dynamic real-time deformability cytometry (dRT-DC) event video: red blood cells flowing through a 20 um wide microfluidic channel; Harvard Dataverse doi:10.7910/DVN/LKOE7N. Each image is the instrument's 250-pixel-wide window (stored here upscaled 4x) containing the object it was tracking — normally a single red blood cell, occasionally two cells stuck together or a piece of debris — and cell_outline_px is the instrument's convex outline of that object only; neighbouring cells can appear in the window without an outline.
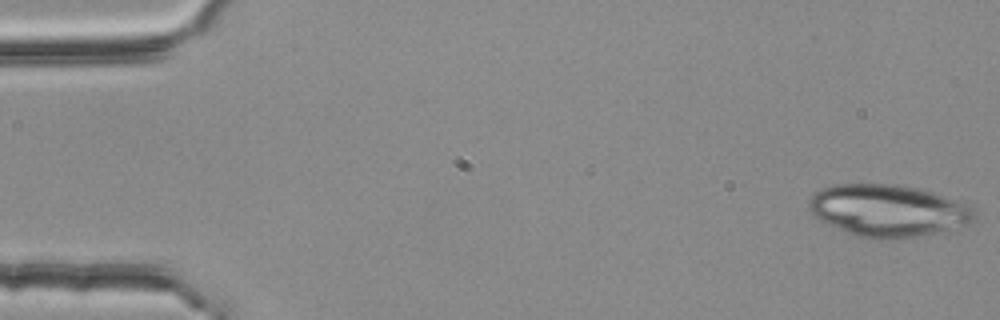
{"species": "common noctule bat (a hibernating species)", "species_latin": "Nyctalus noctula", "temperature_condition": "room temperature", "stored_images_in_passage": 53, "camera_frame_rate_fps": 3000, "um_per_image_px": 0.085, "animal": {"sex": "female", "body_mass_g": 25.1}, "frame": {"image": 1, "passage_image": 1, "time_ms": 0.0, "image_size_px": [1000, 320], "cell_outline_px": [[976, 216], [968, 224], [948, 232], [904, 240], [880, 240], [856, 236], [820, 220], [808, 208], [808, 200], [820, 188], [832, 184], [896, 184], [916, 188], [932, 192], [968, 204], [976, 208]], "centroid_in_image_um": [75.55, 17.93], "position_along_channel_um": 9.5, "area_um2": 51.15}}
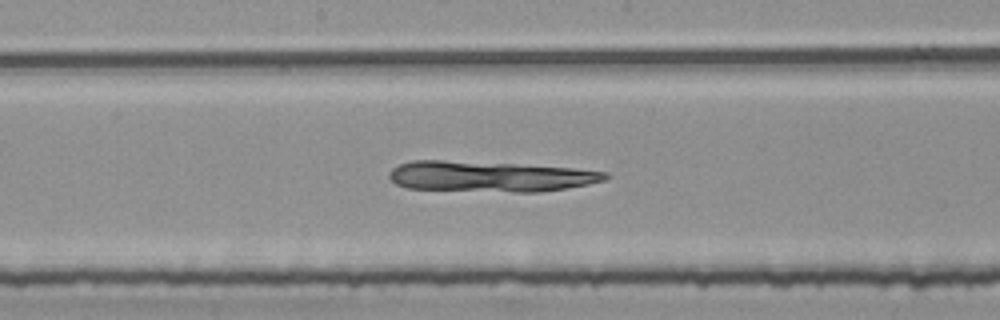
{"frame": {"image": 2, "passage_image": 28, "time_ms": 9.0, "image_size_px": [1000, 320], "cell_outline_px": [[608, 176], [604, 180], [588, 184], [540, 192], [516, 192], [408, 188], [396, 184], [388, 176], [388, 172], [392, 168], [400, 164], [412, 160], [444, 160], [512, 164], [572, 168], [608, 172]], "centroid_in_image_um": [41.6, 14.99], "position_along_channel_um": 206.6, "area_um2": 38.15}}
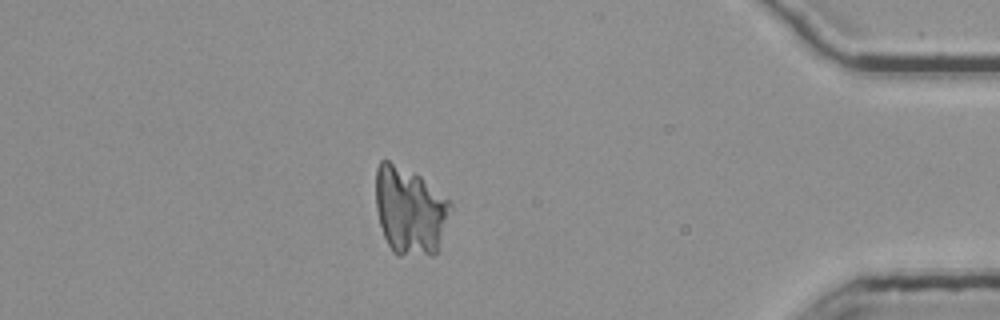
{"frame": {"image": 3, "passage_image": 47, "time_ms": 15.333, "image_size_px": [1000, 320], "cell_outline_px": [[452, 208], [436, 252], [432, 256], [396, 256], [392, 252], [384, 236], [380, 224], [376, 208], [376, 168], [380, 160], [388, 160], [416, 172], [448, 200], [452, 204]], "centroid_in_image_um": [34.82, 17.92], "position_along_channel_um": 400.4, "area_um2": 38.44}}